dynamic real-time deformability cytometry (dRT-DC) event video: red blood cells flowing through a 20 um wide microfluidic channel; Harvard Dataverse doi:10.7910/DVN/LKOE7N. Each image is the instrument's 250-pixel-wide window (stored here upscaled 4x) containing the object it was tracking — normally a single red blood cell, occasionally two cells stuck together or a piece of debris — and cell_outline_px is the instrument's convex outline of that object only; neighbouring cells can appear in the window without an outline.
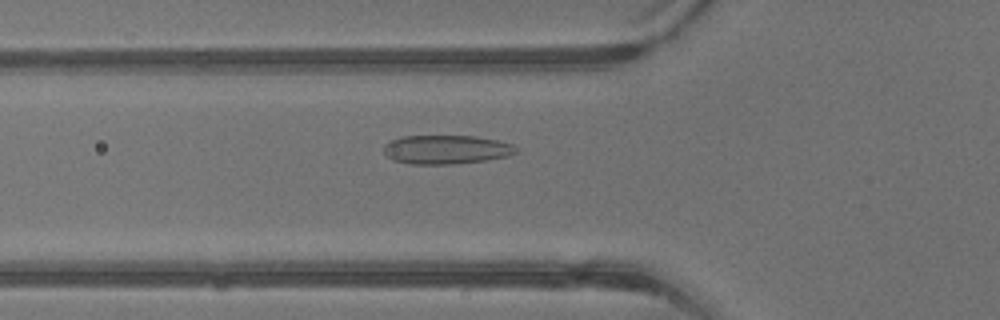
{"species": "common noctule bat (a hibernating species)", "species_latin": "Nyctalus noctula", "temperature_condition": "warm", "stored_images_in_passage": 37, "camera_frame_rate_fps": 3000, "um_per_image_px": 0.085, "animal": {"sex": "male", "body_mass_g": 13.3}, "frame": {"image": 1, "passage_image": 9, "time_ms": 2.667, "image_size_px": [1000, 320], "cell_outline_px": [[520, 148], [516, 152], [508, 156], [484, 160], [452, 164], [412, 164], [392, 160], [384, 152], [384, 144], [392, 140], [404, 136], [476, 136], [496, 140], [512, 144]], "centroid_in_image_um": [37.94, 12.71], "position_along_channel_um": 87.9, "area_um2": 22.2}}
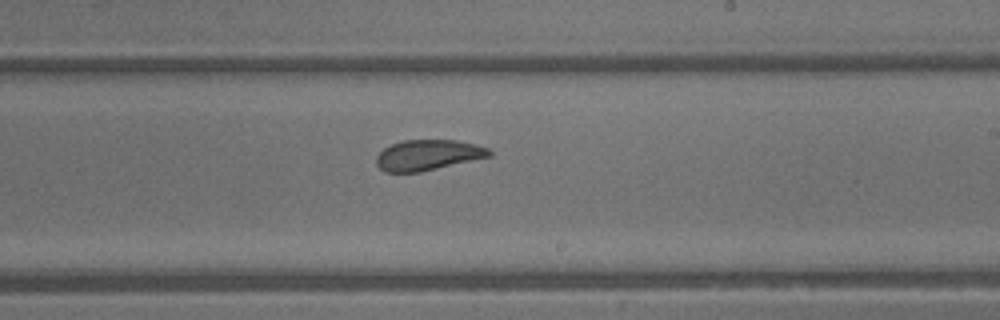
{"frame": {"image": 2, "passage_image": 19, "time_ms": 6.0, "image_size_px": [1000, 320], "cell_outline_px": [[492, 156], [420, 172], [384, 172], [376, 164], [376, 156], [384, 148], [392, 144], [404, 140], [456, 140], [476, 144], [488, 148], [492, 152]], "centroid_in_image_um": [36.38, 13.18], "position_along_channel_um": 252.6, "area_um2": 20.11}}
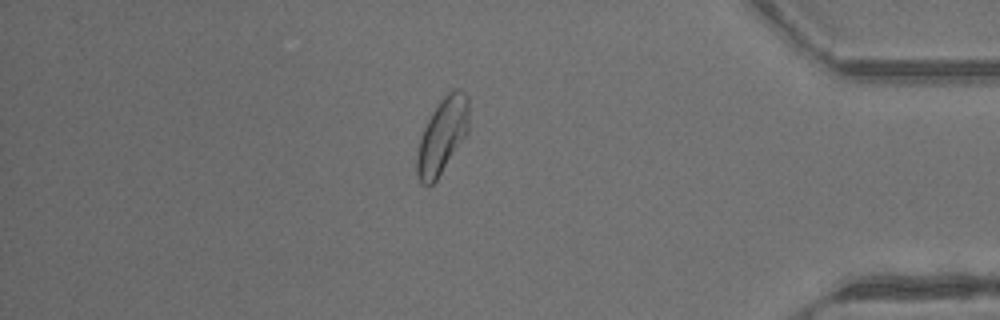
{"frame": {"image": 3, "passage_image": 30, "time_ms": 9.667, "image_size_px": [1000, 320], "cell_outline_px": [[468, 132], [436, 180], [432, 184], [420, 184], [416, 172], [416, 156], [420, 136], [432, 112], [440, 100], [452, 88], [460, 88], [468, 96]], "centroid_in_image_um": [37.58, 11.52], "position_along_channel_um": 397.6, "area_um2": 22.77}}